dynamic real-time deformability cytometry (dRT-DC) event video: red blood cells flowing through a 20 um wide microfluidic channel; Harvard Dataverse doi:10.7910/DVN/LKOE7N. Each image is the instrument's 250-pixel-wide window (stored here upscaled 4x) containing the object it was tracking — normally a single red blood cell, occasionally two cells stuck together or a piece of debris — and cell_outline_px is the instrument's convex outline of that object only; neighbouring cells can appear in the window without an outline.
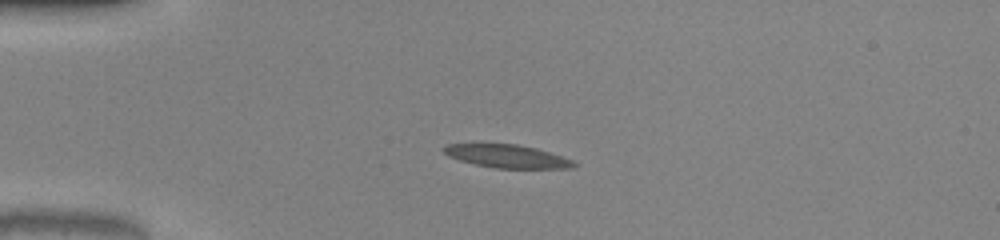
{"species": "common noctule bat (a hibernating species)", "species_latin": "Nyctalus noctula", "temperature_condition": "warm", "stored_images_in_passage": 46, "camera_frame_rate_fps": 3000, "um_per_image_px": 0.085, "animal": {"sex": "male", "body_mass_g": 20.0, "forearm_length_mm": 53.3}, "frame": {"image": 1, "passage_image": 13, "time_ms": 4.0, "image_size_px": [1000, 240], "cell_outline_px": [[576, 168], [496, 168], [476, 164], [460, 160], [448, 156], [440, 148], [448, 144], [516, 144], [536, 148], [572, 160], [576, 164]], "centroid_in_image_um": [43.08, 13.28], "position_along_channel_um": 41.9, "area_um2": 17.28}}
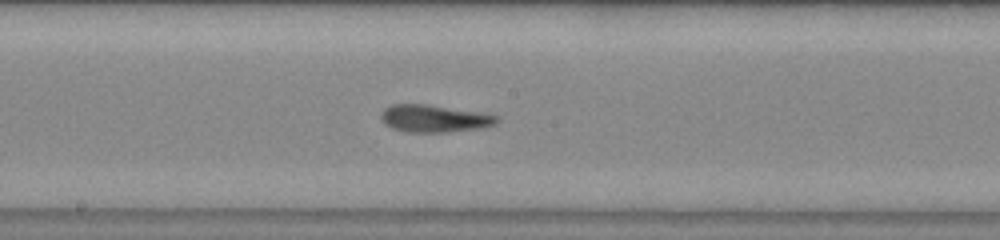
{"frame": {"image": 2, "passage_image": 28, "time_ms": 9.0, "image_size_px": [1000, 240], "cell_outline_px": [[500, 120], [496, 124], [480, 128], [448, 132], [408, 132], [392, 128], [384, 124], [380, 116], [380, 112], [384, 108], [392, 104], [428, 104], [496, 116]], "centroid_in_image_um": [36.83, 10.08], "position_along_channel_um": 211.4, "area_um2": 18.26}}
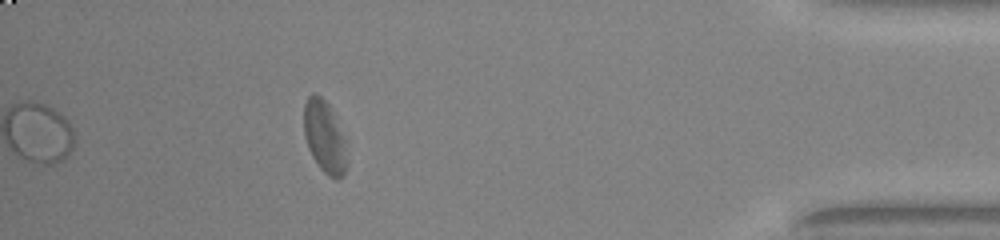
{"frame": {"image": 3, "passage_image": 46, "time_ms": 15.0, "image_size_px": [1000, 240], "cell_outline_px": [[348, 164], [344, 176], [336, 180], [328, 176], [320, 168], [312, 156], [308, 148], [304, 132], [304, 104], [308, 96], [312, 92], [320, 96], [328, 104], [332, 112], [344, 140]], "centroid_in_image_um": [27.58, 11.68], "position_along_channel_um": 407.6, "area_um2": 17.98}, "authors_computed_cell_mechanics": {"area_um2": 18.7272, "velocity_mm_per_s": 4.0512, "shape_relaxation_time_tau1_ms": 4.4668, "shape_relaxation_time_tau2_ms": 1.4444, "deformation_change_tau1": 0.2011, "deformation_change_tau2": 0.1042}}